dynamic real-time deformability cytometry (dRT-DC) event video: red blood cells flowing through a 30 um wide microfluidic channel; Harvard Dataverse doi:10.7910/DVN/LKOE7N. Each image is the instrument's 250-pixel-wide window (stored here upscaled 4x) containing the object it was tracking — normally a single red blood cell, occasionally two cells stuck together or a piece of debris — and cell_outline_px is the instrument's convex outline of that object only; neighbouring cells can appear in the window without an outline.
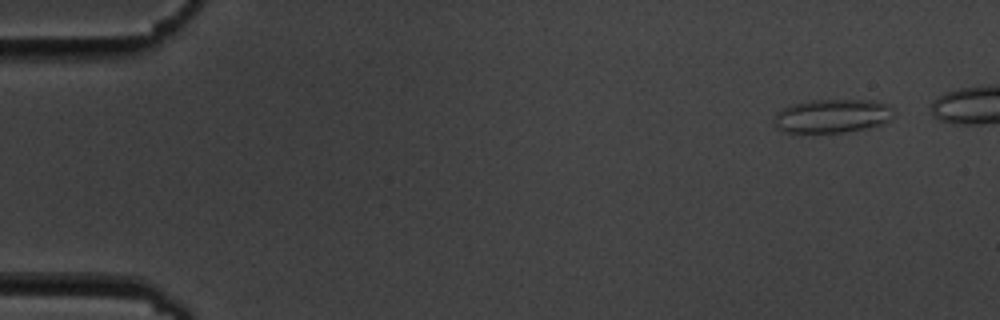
{"species": "common noctule bat (a hibernating species)", "species_latin": "Nyctalus noctula", "temperature_condition": "cold", "stored_images_in_passage": 5, "camera_frame_rate_fps": 3000, "um_per_image_px": 0.085, "animal": {"sex": "male", "body_mass_g": 19.5, "forearm_length_mm": 54.6}, "frame": {"image": 1, "passage_image": 1, "time_ms": 0.0, "image_size_px": [1000, 320], "cell_outline_px": [[896, 116], [884, 124], [868, 128], [844, 132], [788, 132], [776, 128], [772, 124], [776, 112], [792, 104], [812, 100], [872, 100], [892, 104], [896, 112]], "centroid_in_image_um": [70.83, 9.85], "position_along_channel_um": 14.2, "area_um2": 23.99}}